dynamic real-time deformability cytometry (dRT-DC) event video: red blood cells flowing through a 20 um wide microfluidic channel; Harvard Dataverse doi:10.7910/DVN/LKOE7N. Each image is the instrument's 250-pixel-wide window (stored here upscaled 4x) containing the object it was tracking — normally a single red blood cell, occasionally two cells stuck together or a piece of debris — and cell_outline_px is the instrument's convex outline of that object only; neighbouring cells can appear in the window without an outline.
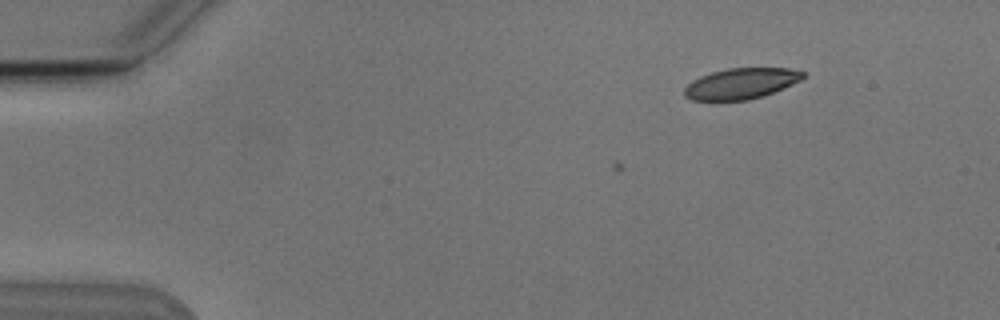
{"species": "Egyptian fruit bat (a non-hibernating species)", "species_latin": "Rousettus aegyptiacus", "temperature_condition": "cold", "stored_images_in_passage": 4, "camera_frame_rate_fps": 3000, "um_per_image_px": 0.085, "animal": {"sex": "male"}, "frame": {"image": 1, "passage_image": 4, "time_ms": 3.667, "image_size_px": [1000, 320], "cell_outline_px": [[804, 76], [800, 80], [792, 84], [764, 96], [748, 100], [692, 100], [684, 96], [684, 88], [692, 80], [700, 76], [712, 72], [728, 68], [788, 68], [804, 72]], "centroid_in_image_um": [62.96, 7.1], "position_along_channel_um": 22.0, "area_um2": 21.21}}